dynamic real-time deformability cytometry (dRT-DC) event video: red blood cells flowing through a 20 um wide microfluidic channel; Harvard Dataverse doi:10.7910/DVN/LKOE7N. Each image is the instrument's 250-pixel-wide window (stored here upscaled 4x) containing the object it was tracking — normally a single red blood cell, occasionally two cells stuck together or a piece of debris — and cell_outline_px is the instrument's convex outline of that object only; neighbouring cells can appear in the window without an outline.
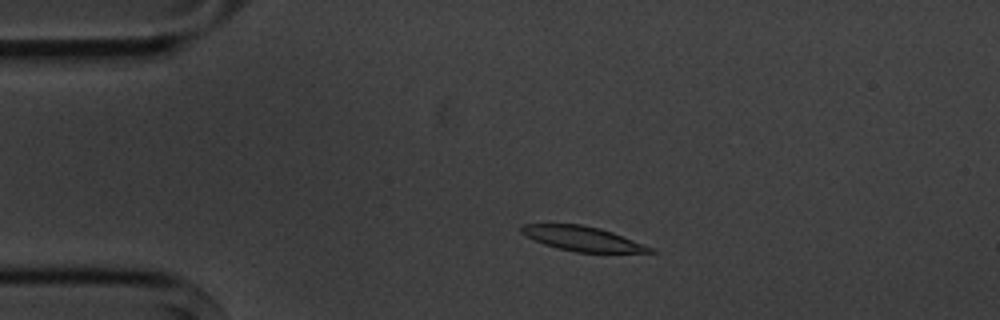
{"species": "common noctule bat (a hibernating species)", "species_latin": "Nyctalus noctula", "temperature_condition": "cold", "stored_images_in_passage": 6, "camera_frame_rate_fps": 3000, "um_per_image_px": 0.085, "animal": {"sex": "male", "body_mass_g": 20.1, "forearm_length_mm": 53.5}, "frame": {"image": 1, "passage_image": 3, "time_ms": 2.333, "image_size_px": [1000, 320], "cell_outline_px": [[660, 252], [576, 252], [544, 244], [520, 232], [520, 228], [524, 224], [580, 224], [600, 228], [612, 232], [656, 248]], "centroid_in_image_um": [49.58, 20.28], "position_along_channel_um": 35.4, "area_um2": 18.26}}
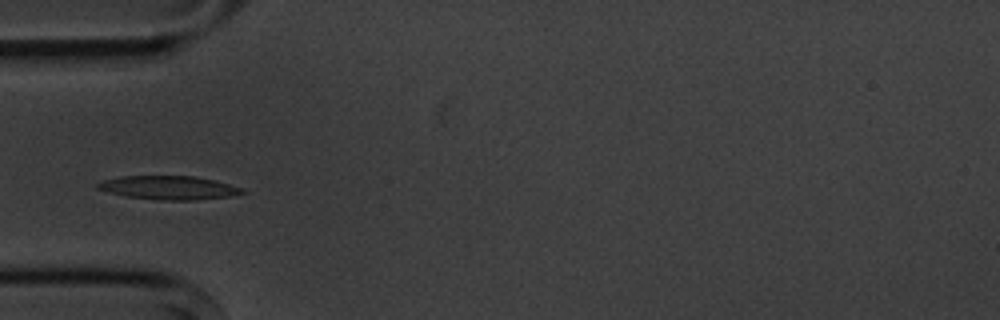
{"frame": {"image": 2, "passage_image": 5, "time_ms": 4.333, "image_size_px": [1000, 320], "cell_outline_px": [[248, 192], [232, 196], [196, 200], [160, 200], [124, 196], [108, 192], [96, 188], [96, 184], [104, 180], [120, 176], [196, 176], [216, 180], [244, 188]], "centroid_in_image_um": [14.4, 15.95], "position_along_channel_um": 70.6, "area_um2": 20.17}}
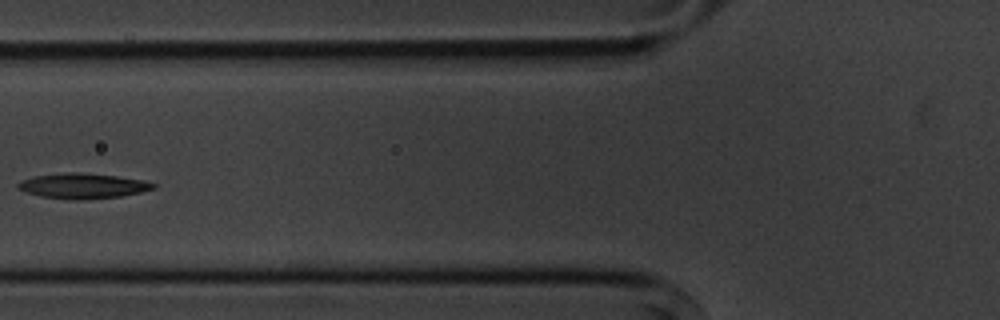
{"frame": {"image": 3, "passage_image": 6, "time_ms": 5.667, "image_size_px": [1000, 320], "cell_outline_px": [[156, 188], [140, 192], [120, 196], [80, 200], [72, 200], [40, 196], [24, 192], [16, 188], [16, 184], [20, 180], [36, 176], [72, 172], [116, 176], [144, 180], [156, 184]], "centroid_in_image_um": [7.0, 15.81], "position_along_channel_um": 118.8, "area_um2": 19.77}}